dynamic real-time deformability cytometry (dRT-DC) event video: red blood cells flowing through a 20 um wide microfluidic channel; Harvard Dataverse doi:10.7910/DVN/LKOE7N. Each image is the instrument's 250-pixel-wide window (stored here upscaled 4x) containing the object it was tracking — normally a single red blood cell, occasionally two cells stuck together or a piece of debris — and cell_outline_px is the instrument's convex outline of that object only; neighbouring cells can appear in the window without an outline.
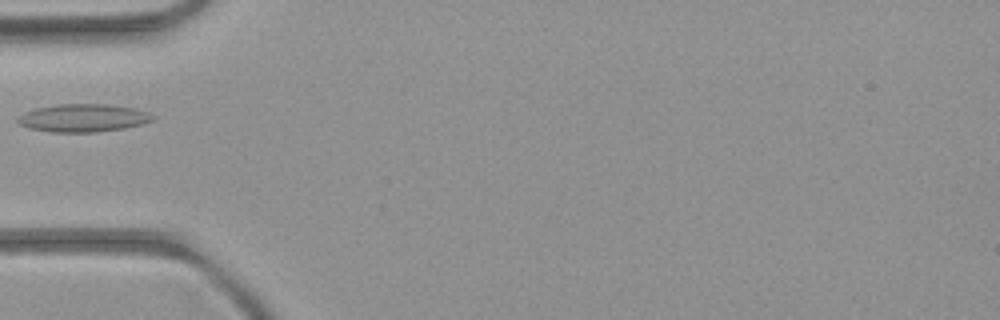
{"species": "common noctule bat (a hibernating species)", "species_latin": "Nyctalus noctula", "temperature_condition": "room temperature", "stored_images_in_passage": 4, "camera_frame_rate_fps": 3000, "um_per_image_px": 0.085, "animal": {"sex": "female", "body_mass_g": 21.9}, "frame": {"image": 1, "passage_image": 3, "time_ms": 3.333, "image_size_px": [1000, 320], "cell_outline_px": [[156, 120], [144, 124], [124, 128], [96, 132], [52, 132], [28, 128], [20, 124], [16, 120], [24, 112], [36, 108], [56, 104], [104, 104], [136, 108], [148, 112], [156, 116]], "centroid_in_image_um": [7.12, 10.02], "position_along_channel_um": 77.9, "area_um2": 22.14}}
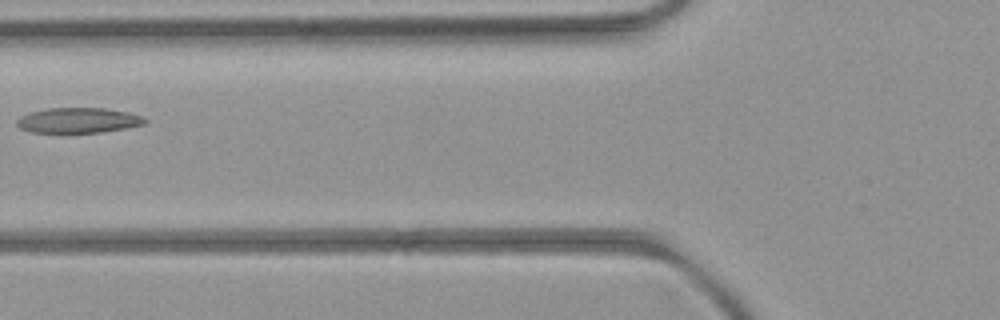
{"frame": {"image": 2, "passage_image": 4, "time_ms": 4.333, "image_size_px": [1000, 320], "cell_outline_px": [[148, 120], [144, 124], [124, 128], [100, 132], [28, 132], [20, 128], [16, 124], [16, 120], [20, 116], [28, 112], [48, 108], [104, 108], [128, 112], [140, 116]], "centroid_in_image_um": [6.6, 10.22], "position_along_channel_um": 119.2, "area_um2": 18.73}}